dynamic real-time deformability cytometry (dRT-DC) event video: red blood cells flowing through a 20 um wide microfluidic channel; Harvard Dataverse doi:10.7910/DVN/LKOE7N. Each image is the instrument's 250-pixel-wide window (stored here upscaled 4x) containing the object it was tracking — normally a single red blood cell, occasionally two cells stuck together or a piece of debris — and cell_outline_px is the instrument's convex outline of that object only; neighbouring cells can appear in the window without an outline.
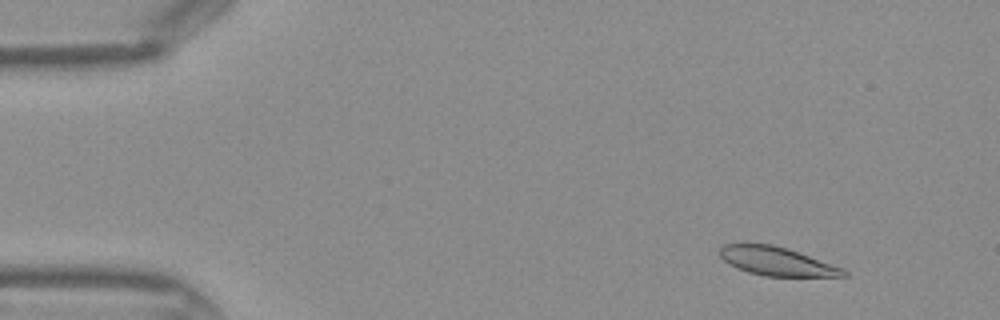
{"species": "Egyptian fruit bat (a non-hibernating species)", "species_latin": "Rousettus aegyptiacus", "temperature_condition": "warm", "stored_images_in_passage": 43, "camera_frame_rate_fps": 3000, "um_per_image_px": 0.085, "frame": {"image": 1, "passage_image": 4, "time_ms": 1.0, "image_size_px": [1000, 320], "cell_outline_px": [[848, 276], [764, 276], [748, 272], [724, 260], [720, 256], [720, 248], [724, 244], [744, 240], [772, 244], [844, 268], [848, 272]], "centroid_in_image_um": [65.96, 22.17], "position_along_channel_um": 19.0, "area_um2": 20.75}}
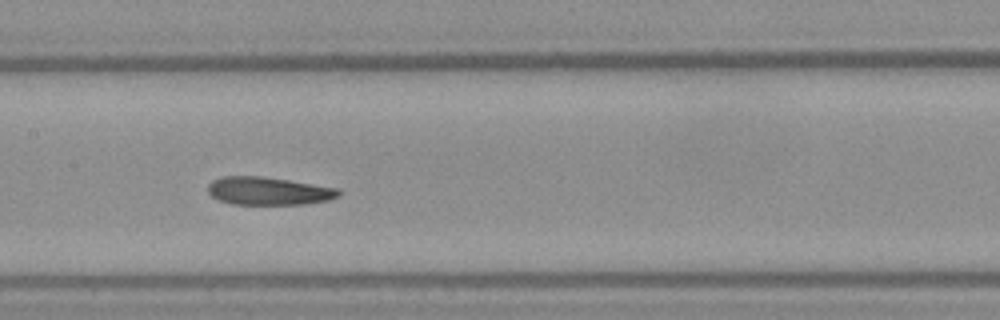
{"frame": {"image": 2, "passage_image": 21, "time_ms": 6.667, "image_size_px": [1000, 320], "cell_outline_px": [[340, 196], [328, 200], [304, 204], [232, 204], [220, 200], [212, 196], [208, 192], [208, 184], [212, 180], [220, 176], [264, 176], [336, 188], [340, 192]], "centroid_in_image_um": [22.78, 16.23], "position_along_channel_um": 184.6, "area_um2": 21.21}}
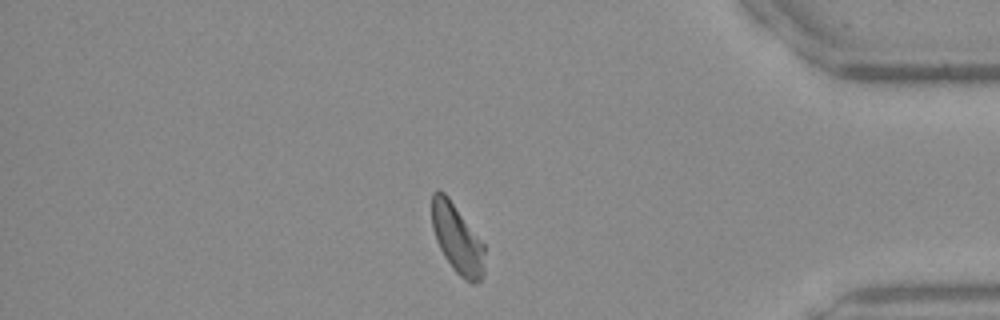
{"frame": {"image": 3, "passage_image": 37, "time_ms": 12.0, "image_size_px": [1000, 320], "cell_outline_px": [[484, 272], [480, 280], [472, 284], [464, 280], [452, 268], [444, 256], [436, 240], [432, 228], [432, 192], [436, 188], [440, 188], [448, 196], [484, 244]], "centroid_in_image_um": [38.84, 20.28], "position_along_channel_um": 396.4, "area_um2": 21.33}}